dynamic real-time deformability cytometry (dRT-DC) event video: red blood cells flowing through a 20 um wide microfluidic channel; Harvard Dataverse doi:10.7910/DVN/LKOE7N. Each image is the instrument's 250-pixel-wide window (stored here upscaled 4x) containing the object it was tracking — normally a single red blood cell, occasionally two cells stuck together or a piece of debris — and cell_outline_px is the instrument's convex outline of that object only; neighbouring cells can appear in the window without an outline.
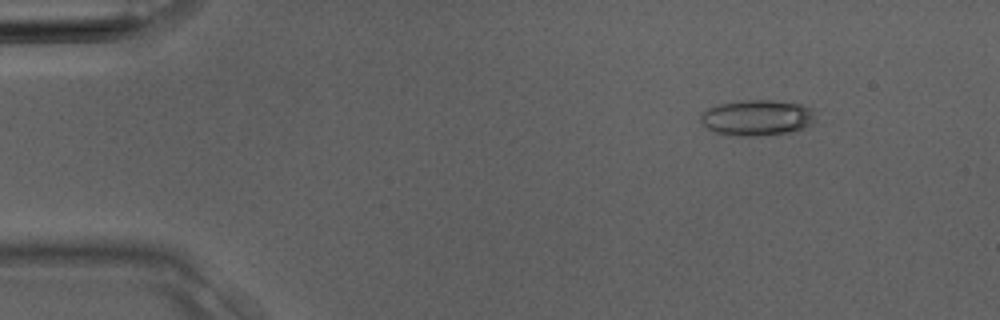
{"species": "Egyptian fruit bat (a non-hibernating species)", "species_latin": "Rousettus aegyptiacus", "temperature_condition": "room temperature", "stored_images_in_passage": 2, "camera_frame_rate_fps": 3000, "um_per_image_px": 0.085, "animal": {"sex": "male"}, "frame": {"image": 1, "passage_image": 2, "time_ms": 0.333, "image_size_px": [1000, 320], "cell_outline_px": [[816, 120], [804, 128], [788, 132], [760, 136], [736, 136], [716, 132], [708, 128], [700, 120], [700, 116], [708, 108], [720, 104], [740, 100], [772, 100], [804, 104], [812, 108]], "centroid_in_image_um": [64.39, 10.0], "position_along_channel_um": 20.6, "area_um2": 23.99}}